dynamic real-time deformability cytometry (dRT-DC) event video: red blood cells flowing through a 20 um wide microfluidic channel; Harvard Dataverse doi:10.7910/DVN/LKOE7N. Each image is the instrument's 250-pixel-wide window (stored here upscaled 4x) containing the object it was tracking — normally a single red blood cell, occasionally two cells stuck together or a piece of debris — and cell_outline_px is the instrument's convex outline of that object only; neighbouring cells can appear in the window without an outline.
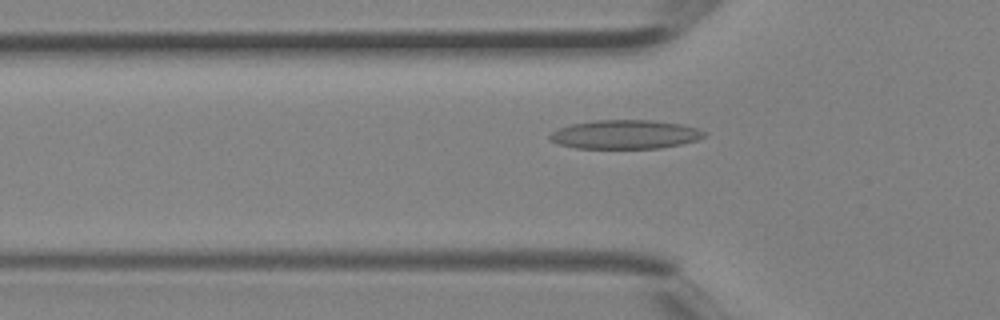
{"species": "Egyptian fruit bat (a non-hibernating species)", "species_latin": "Rousettus aegyptiacus", "temperature_condition": "room temperature", "stored_images_in_passage": 4, "camera_frame_rate_fps": 3000, "um_per_image_px": 0.085, "animal": {"sex": "female"}, "frame": {"image": 1, "passage_image": 4, "time_ms": 1.0, "image_size_px": [1000, 320], "cell_outline_px": [[708, 132], [704, 136], [696, 140], [680, 144], [660, 148], [576, 148], [560, 144], [548, 140], [548, 136], [552, 132], [560, 128], [572, 124], [596, 120], [652, 120], [684, 124]], "centroid_in_image_um": [53.15, 11.42], "position_along_channel_um": 72.7, "area_um2": 25.95}}